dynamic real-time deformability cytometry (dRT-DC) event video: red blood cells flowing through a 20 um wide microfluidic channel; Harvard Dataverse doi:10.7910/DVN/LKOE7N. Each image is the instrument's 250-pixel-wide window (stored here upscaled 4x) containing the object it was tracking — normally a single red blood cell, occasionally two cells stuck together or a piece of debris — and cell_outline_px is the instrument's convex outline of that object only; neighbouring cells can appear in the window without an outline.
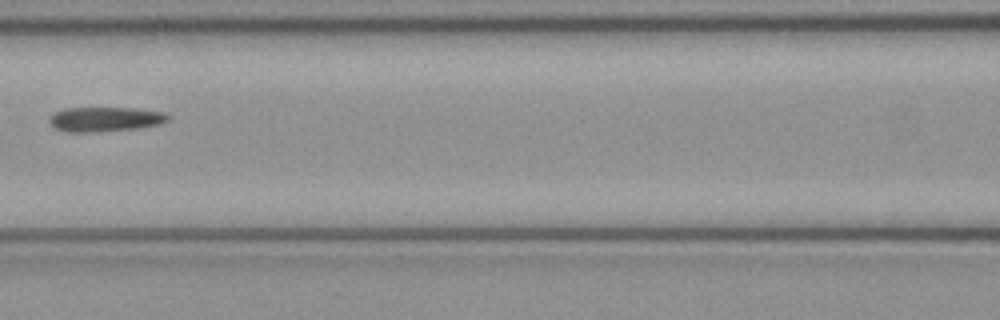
{"species": "common noctule bat (a hibernating species)", "species_latin": "Nyctalus noctula", "temperature_condition": "cold", "stored_images_in_passage": 6, "camera_frame_rate_fps": 3000, "um_per_image_px": 0.085, "animal": {"sex": "female", "body_mass_g": 21.9}, "frame": {"image": 1, "passage_image": 6, "time_ms": 1.667, "image_size_px": [1000, 320], "cell_outline_px": [[172, 116], [168, 120], [160, 124], [140, 128], [100, 132], [64, 132], [48, 124], [48, 116], [64, 108], [136, 108], [164, 112]], "centroid_in_image_um": [8.93, 10.14], "position_along_channel_um": 157.7, "area_um2": 17.4}}